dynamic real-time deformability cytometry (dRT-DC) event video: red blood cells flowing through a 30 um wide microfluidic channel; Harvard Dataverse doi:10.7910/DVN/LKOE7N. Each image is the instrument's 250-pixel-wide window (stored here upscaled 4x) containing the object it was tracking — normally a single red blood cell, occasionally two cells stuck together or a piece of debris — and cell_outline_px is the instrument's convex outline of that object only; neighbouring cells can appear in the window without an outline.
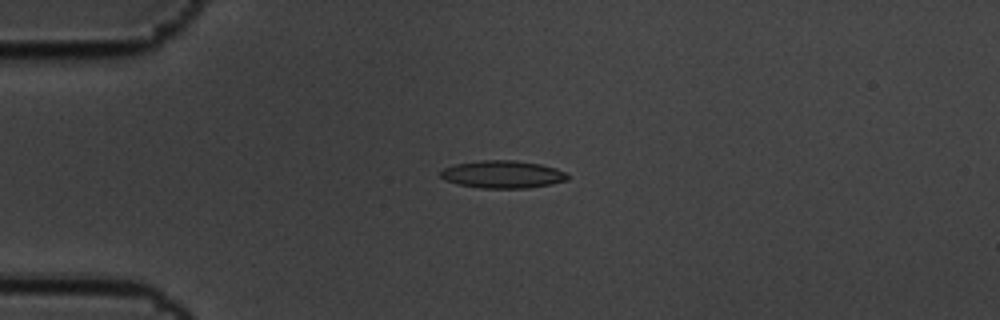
{"species": "common noctule bat (a hibernating species)", "species_latin": "Nyctalus noctula", "temperature_condition": "cold", "stored_images_in_passage": 5, "camera_frame_rate_fps": 3000, "um_per_image_px": 0.085, "animal": {"sex": "male", "body_mass_g": 19.5, "forearm_length_mm": 54.6}, "frame": {"image": 1, "passage_image": 4, "time_ms": 1.0, "image_size_px": [1000, 320], "cell_outline_px": [[568, 180], [552, 184], [528, 188], [480, 188], [460, 184], [444, 180], [440, 176], [440, 172], [444, 168], [456, 164], [480, 160], [516, 160], [540, 164], [556, 168], [564, 172], [568, 176]], "centroid_in_image_um": [42.73, 14.82], "position_along_channel_um": 42.3, "area_um2": 20.4}}